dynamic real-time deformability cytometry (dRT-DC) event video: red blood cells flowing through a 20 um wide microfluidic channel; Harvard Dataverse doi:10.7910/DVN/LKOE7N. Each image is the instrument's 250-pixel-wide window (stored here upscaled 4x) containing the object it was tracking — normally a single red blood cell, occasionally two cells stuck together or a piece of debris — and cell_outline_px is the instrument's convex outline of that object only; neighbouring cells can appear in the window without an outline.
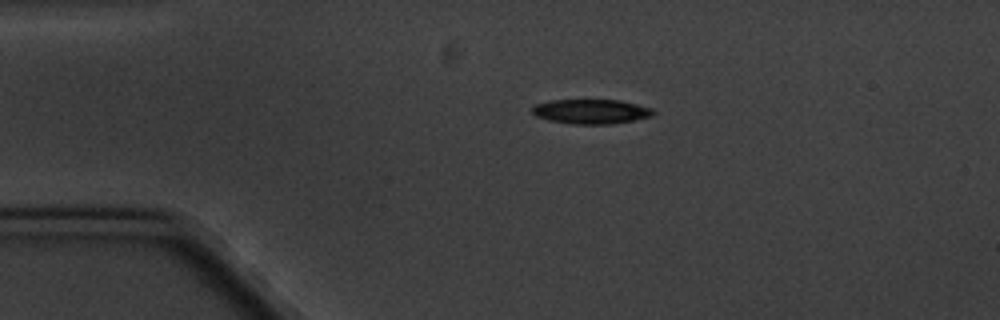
{"species": "common noctule bat (a hibernating species)", "species_latin": "Nyctalus noctula", "temperature_condition": "cold", "stored_images_in_passage": 7, "camera_frame_rate_fps": 3000, "um_per_image_px": 0.085, "animal": {"sex": "male", "body_mass_g": 20.1, "forearm_length_mm": 53.5}, "frame": {"image": 1, "passage_image": 1, "time_ms": 0.0, "image_size_px": [1000, 320], "cell_outline_px": [[656, 112], [652, 116], [632, 120], [608, 124], [572, 124], [548, 120], [536, 116], [532, 112], [532, 108], [536, 104], [552, 100], [620, 100], [652, 108]], "centroid_in_image_um": [50.24, 9.48], "position_along_channel_um": 34.8, "area_um2": 17.22}}
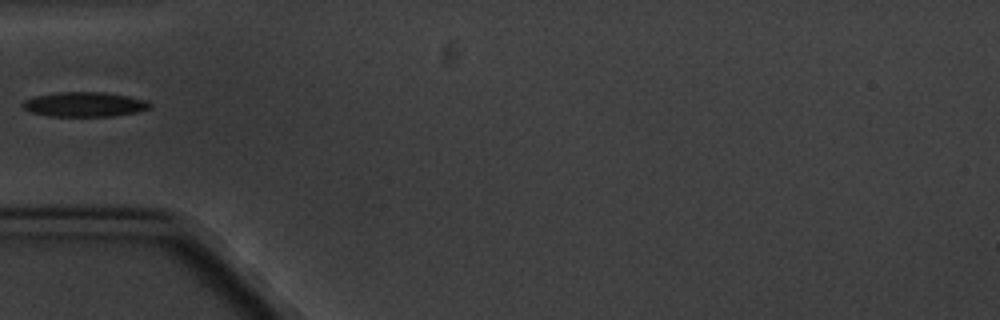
{"frame": {"image": 2, "passage_image": 3, "time_ms": 2.333, "image_size_px": [1000, 320], "cell_outline_px": [[152, 104], [148, 108], [136, 112], [112, 116], [48, 116], [32, 112], [24, 108], [20, 104], [24, 100], [36, 96], [56, 92], [104, 92], [128, 96], [148, 100]], "centroid_in_image_um": [7.18, 8.86], "position_along_channel_um": 77.8, "area_um2": 18.26}}